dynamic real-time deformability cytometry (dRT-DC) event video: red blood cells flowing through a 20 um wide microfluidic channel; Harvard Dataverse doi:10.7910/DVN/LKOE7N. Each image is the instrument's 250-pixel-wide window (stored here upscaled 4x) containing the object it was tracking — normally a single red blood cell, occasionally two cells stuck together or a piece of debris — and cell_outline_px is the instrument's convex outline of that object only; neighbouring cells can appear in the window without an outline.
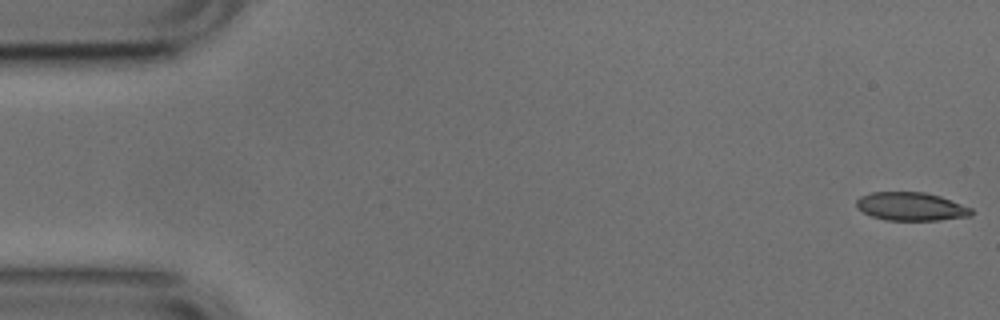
{"species": "common noctule bat (a hibernating species)", "species_latin": "Nyctalus noctula", "temperature_condition": "cold", "stored_images_in_passage": 52, "camera_frame_rate_fps": 3000, "um_per_image_px": 0.085, "animal": {"sex": "male", "body_mass_g": 17.9, "forearm_length_mm": 54.2}, "frame": {"image": 1, "passage_image": 1, "time_ms": 0.0, "image_size_px": [1000, 320], "cell_outline_px": [[972, 216], [940, 220], [884, 220], [872, 216], [856, 208], [856, 200], [860, 196], [872, 192], [924, 192], [940, 196], [972, 208]], "centroid_in_image_um": [77.43, 17.55], "position_along_channel_um": 7.6, "area_um2": 19.02}}
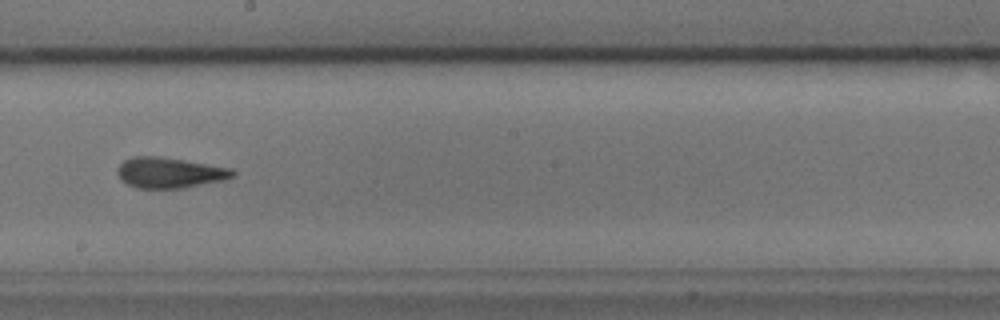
{"frame": {"image": 2, "passage_image": 29, "time_ms": 9.333, "image_size_px": [1000, 320], "cell_outline_px": [[236, 176], [224, 180], [184, 188], [136, 188], [128, 184], [116, 172], [116, 168], [124, 160], [132, 156], [156, 156], [184, 160], [232, 168], [236, 172]], "centroid_in_image_um": [14.44, 14.68], "position_along_channel_um": 233.8, "area_um2": 20.58}}
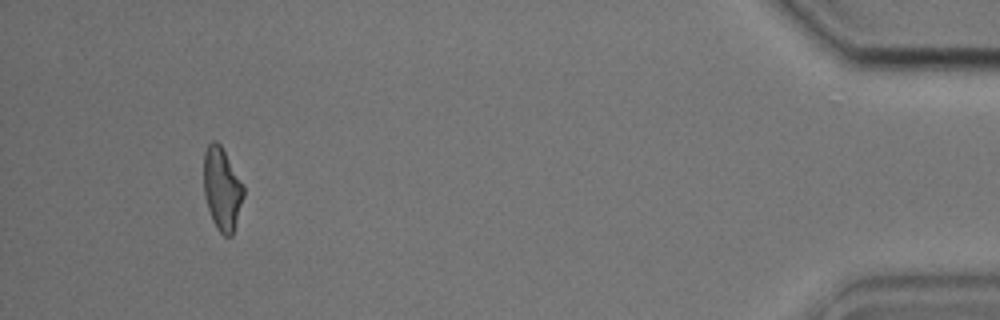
{"frame": {"image": 3, "passage_image": 49, "time_ms": 16.0, "image_size_px": [1000, 320], "cell_outline_px": [[244, 196], [232, 236], [224, 236], [216, 228], [212, 220], [204, 196], [204, 152], [208, 144], [212, 140], [216, 140], [220, 144], [244, 184]], "centroid_in_image_um": [18.87, 16.05], "position_along_channel_um": 416.3, "area_um2": 19.31}, "authors_computed_cell_mechanics": {"area_um2": 20.0277, "velocity_mm_per_s": 3.7906, "shape_relaxation_time_tau1_ms": 7.2959, "shape_relaxation_time_tau2_ms": 2.2874, "deformation_change_tau1": 0.1858, "deformation_change_tau2": 0.0998}}